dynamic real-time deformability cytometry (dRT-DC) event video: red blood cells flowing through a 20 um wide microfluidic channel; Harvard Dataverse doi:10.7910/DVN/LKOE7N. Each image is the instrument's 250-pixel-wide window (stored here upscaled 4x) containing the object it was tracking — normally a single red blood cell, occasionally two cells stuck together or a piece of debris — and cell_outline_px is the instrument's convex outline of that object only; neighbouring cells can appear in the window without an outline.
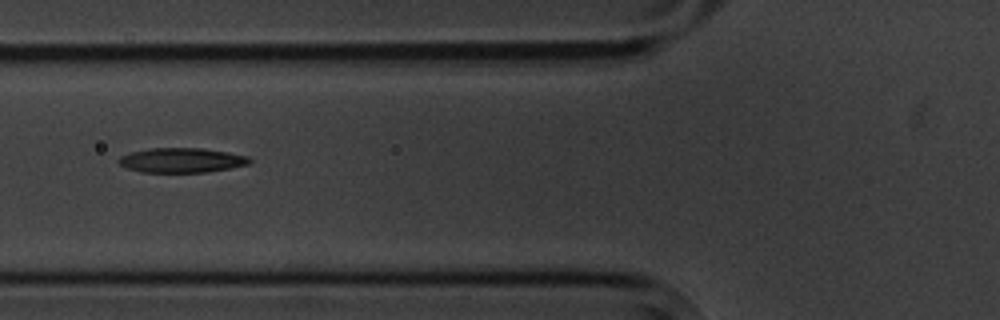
{"species": "common noctule bat (a hibernating species)", "species_latin": "Nyctalus noctula", "temperature_condition": "cold", "stored_images_in_passage": 9, "camera_frame_rate_fps": 3000, "um_per_image_px": 0.085, "animal": {"sex": "male", "body_mass_g": 20.1, "forearm_length_mm": 53.5}, "frame": {"image": 1, "passage_image": 7, "time_ms": 7.0, "image_size_px": [1000, 320], "cell_outline_px": [[252, 160], [248, 164], [208, 172], [140, 172], [128, 168], [120, 164], [116, 160], [120, 156], [132, 152], [148, 148], [200, 148], [228, 152], [248, 156]], "centroid_in_image_um": [15.42, 13.62], "position_along_channel_um": 110.4, "area_um2": 18.73}}
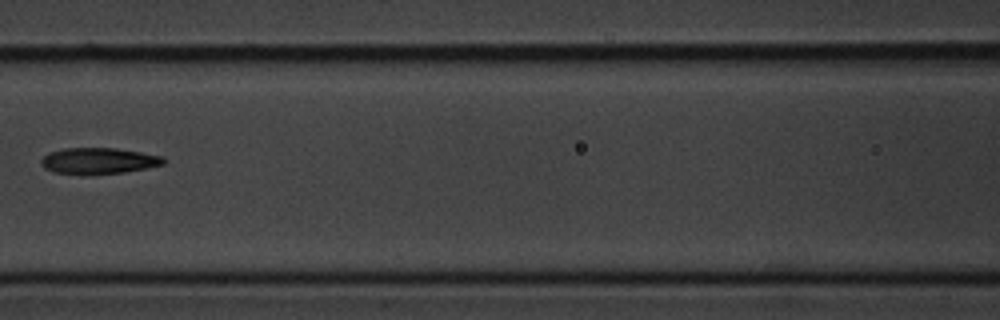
{"frame": {"image": 2, "passage_image": 8, "time_ms": 8.333, "image_size_px": [1000, 320], "cell_outline_px": [[164, 164], [124, 172], [92, 176], [88, 176], [56, 172], [44, 168], [40, 164], [40, 160], [48, 152], [64, 148], [116, 148], [164, 156]], "centroid_in_image_um": [8.34, 13.68], "position_along_channel_um": 158.3, "area_um2": 18.96}}
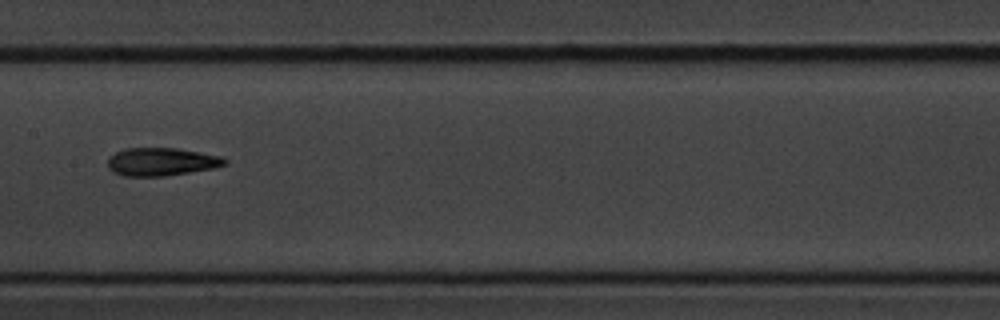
{"frame": {"image": 3, "passage_image": 9, "time_ms": 9.333, "image_size_px": [1000, 320], "cell_outline_px": [[228, 164], [216, 168], [164, 176], [124, 176], [112, 172], [108, 168], [108, 156], [124, 148], [176, 148], [200, 152], [220, 156], [228, 160]], "centroid_in_image_um": [13.72, 13.75], "position_along_channel_um": 193.7, "area_um2": 19.31}}